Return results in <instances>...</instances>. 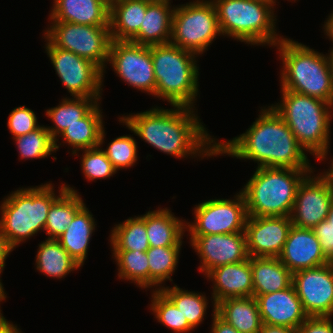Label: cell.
Segmentation results:
<instances>
[{
    "label": "cell",
    "mask_w": 333,
    "mask_h": 333,
    "mask_svg": "<svg viewBox=\"0 0 333 333\" xmlns=\"http://www.w3.org/2000/svg\"><path fill=\"white\" fill-rule=\"evenodd\" d=\"M259 1H263V2H272V0H259Z\"/></svg>",
    "instance_id": "51"
},
{
    "label": "cell",
    "mask_w": 333,
    "mask_h": 333,
    "mask_svg": "<svg viewBox=\"0 0 333 333\" xmlns=\"http://www.w3.org/2000/svg\"><path fill=\"white\" fill-rule=\"evenodd\" d=\"M329 18H327V20H325L326 22H324V32L326 33L325 35H327V37H329V39L332 41L333 43V12L328 16ZM333 49V47H332Z\"/></svg>",
    "instance_id": "47"
},
{
    "label": "cell",
    "mask_w": 333,
    "mask_h": 333,
    "mask_svg": "<svg viewBox=\"0 0 333 333\" xmlns=\"http://www.w3.org/2000/svg\"><path fill=\"white\" fill-rule=\"evenodd\" d=\"M197 56L171 43L151 46L155 96L167 100L171 106L194 108L199 92Z\"/></svg>",
    "instance_id": "7"
},
{
    "label": "cell",
    "mask_w": 333,
    "mask_h": 333,
    "mask_svg": "<svg viewBox=\"0 0 333 333\" xmlns=\"http://www.w3.org/2000/svg\"><path fill=\"white\" fill-rule=\"evenodd\" d=\"M278 258L292 273L331 262L321 250L313 230L294 225Z\"/></svg>",
    "instance_id": "19"
},
{
    "label": "cell",
    "mask_w": 333,
    "mask_h": 333,
    "mask_svg": "<svg viewBox=\"0 0 333 333\" xmlns=\"http://www.w3.org/2000/svg\"><path fill=\"white\" fill-rule=\"evenodd\" d=\"M145 225L150 247L182 246L186 221L180 220L168 208L148 211Z\"/></svg>",
    "instance_id": "25"
},
{
    "label": "cell",
    "mask_w": 333,
    "mask_h": 333,
    "mask_svg": "<svg viewBox=\"0 0 333 333\" xmlns=\"http://www.w3.org/2000/svg\"><path fill=\"white\" fill-rule=\"evenodd\" d=\"M272 107L283 118L299 144L319 161L328 155L332 104L288 90Z\"/></svg>",
    "instance_id": "3"
},
{
    "label": "cell",
    "mask_w": 333,
    "mask_h": 333,
    "mask_svg": "<svg viewBox=\"0 0 333 333\" xmlns=\"http://www.w3.org/2000/svg\"><path fill=\"white\" fill-rule=\"evenodd\" d=\"M312 230L319 239L321 250L325 256L330 261H333V202L330 205L327 218L322 220Z\"/></svg>",
    "instance_id": "41"
},
{
    "label": "cell",
    "mask_w": 333,
    "mask_h": 333,
    "mask_svg": "<svg viewBox=\"0 0 333 333\" xmlns=\"http://www.w3.org/2000/svg\"><path fill=\"white\" fill-rule=\"evenodd\" d=\"M110 244L112 251H142L146 252L149 240L146 232L145 214L129 217L126 221L116 224L111 230Z\"/></svg>",
    "instance_id": "32"
},
{
    "label": "cell",
    "mask_w": 333,
    "mask_h": 333,
    "mask_svg": "<svg viewBox=\"0 0 333 333\" xmlns=\"http://www.w3.org/2000/svg\"><path fill=\"white\" fill-rule=\"evenodd\" d=\"M216 314L239 333H258L263 325L253 296L224 299L216 304Z\"/></svg>",
    "instance_id": "26"
},
{
    "label": "cell",
    "mask_w": 333,
    "mask_h": 333,
    "mask_svg": "<svg viewBox=\"0 0 333 333\" xmlns=\"http://www.w3.org/2000/svg\"><path fill=\"white\" fill-rule=\"evenodd\" d=\"M190 244L200 258L199 271L205 276L216 267L249 258L245 232L190 235Z\"/></svg>",
    "instance_id": "16"
},
{
    "label": "cell",
    "mask_w": 333,
    "mask_h": 333,
    "mask_svg": "<svg viewBox=\"0 0 333 333\" xmlns=\"http://www.w3.org/2000/svg\"><path fill=\"white\" fill-rule=\"evenodd\" d=\"M327 62L331 74V80L333 84V49L330 50V53L327 55Z\"/></svg>",
    "instance_id": "48"
},
{
    "label": "cell",
    "mask_w": 333,
    "mask_h": 333,
    "mask_svg": "<svg viewBox=\"0 0 333 333\" xmlns=\"http://www.w3.org/2000/svg\"><path fill=\"white\" fill-rule=\"evenodd\" d=\"M282 60L281 90L318 98L333 105V84L327 55L282 38L277 44Z\"/></svg>",
    "instance_id": "5"
},
{
    "label": "cell",
    "mask_w": 333,
    "mask_h": 333,
    "mask_svg": "<svg viewBox=\"0 0 333 333\" xmlns=\"http://www.w3.org/2000/svg\"><path fill=\"white\" fill-rule=\"evenodd\" d=\"M219 35L222 33L211 0H196L174 6L171 44L199 55Z\"/></svg>",
    "instance_id": "9"
},
{
    "label": "cell",
    "mask_w": 333,
    "mask_h": 333,
    "mask_svg": "<svg viewBox=\"0 0 333 333\" xmlns=\"http://www.w3.org/2000/svg\"><path fill=\"white\" fill-rule=\"evenodd\" d=\"M13 250L9 247L5 237L2 235L0 230V272L2 273L5 267V260L7 259L10 252Z\"/></svg>",
    "instance_id": "44"
},
{
    "label": "cell",
    "mask_w": 333,
    "mask_h": 333,
    "mask_svg": "<svg viewBox=\"0 0 333 333\" xmlns=\"http://www.w3.org/2000/svg\"><path fill=\"white\" fill-rule=\"evenodd\" d=\"M331 317H308L297 329V333H333Z\"/></svg>",
    "instance_id": "42"
},
{
    "label": "cell",
    "mask_w": 333,
    "mask_h": 333,
    "mask_svg": "<svg viewBox=\"0 0 333 333\" xmlns=\"http://www.w3.org/2000/svg\"><path fill=\"white\" fill-rule=\"evenodd\" d=\"M44 38L54 47L71 51L96 64L105 73L108 64L111 34L109 26L80 25L51 21Z\"/></svg>",
    "instance_id": "10"
},
{
    "label": "cell",
    "mask_w": 333,
    "mask_h": 333,
    "mask_svg": "<svg viewBox=\"0 0 333 333\" xmlns=\"http://www.w3.org/2000/svg\"><path fill=\"white\" fill-rule=\"evenodd\" d=\"M108 62L125 83L155 97L156 79L151 46L112 40Z\"/></svg>",
    "instance_id": "14"
},
{
    "label": "cell",
    "mask_w": 333,
    "mask_h": 333,
    "mask_svg": "<svg viewBox=\"0 0 333 333\" xmlns=\"http://www.w3.org/2000/svg\"><path fill=\"white\" fill-rule=\"evenodd\" d=\"M150 310L158 322L173 330L175 333H188L194 330L183 317L176 305L161 291L153 289Z\"/></svg>",
    "instance_id": "37"
},
{
    "label": "cell",
    "mask_w": 333,
    "mask_h": 333,
    "mask_svg": "<svg viewBox=\"0 0 333 333\" xmlns=\"http://www.w3.org/2000/svg\"><path fill=\"white\" fill-rule=\"evenodd\" d=\"M118 265L119 279L131 280L142 288H149V264L146 252L113 251Z\"/></svg>",
    "instance_id": "35"
},
{
    "label": "cell",
    "mask_w": 333,
    "mask_h": 333,
    "mask_svg": "<svg viewBox=\"0 0 333 333\" xmlns=\"http://www.w3.org/2000/svg\"><path fill=\"white\" fill-rule=\"evenodd\" d=\"M222 35L252 45L274 46L283 38L276 33L274 4L259 0H211ZM279 36V37H278Z\"/></svg>",
    "instance_id": "8"
},
{
    "label": "cell",
    "mask_w": 333,
    "mask_h": 333,
    "mask_svg": "<svg viewBox=\"0 0 333 333\" xmlns=\"http://www.w3.org/2000/svg\"><path fill=\"white\" fill-rule=\"evenodd\" d=\"M160 290L176 305L193 329L201 324L208 307V299L202 293L182 290L176 284L171 288L163 285Z\"/></svg>",
    "instance_id": "34"
},
{
    "label": "cell",
    "mask_w": 333,
    "mask_h": 333,
    "mask_svg": "<svg viewBox=\"0 0 333 333\" xmlns=\"http://www.w3.org/2000/svg\"><path fill=\"white\" fill-rule=\"evenodd\" d=\"M36 269L51 278L61 279L81 266L61 246L57 239H46L39 244Z\"/></svg>",
    "instance_id": "30"
},
{
    "label": "cell",
    "mask_w": 333,
    "mask_h": 333,
    "mask_svg": "<svg viewBox=\"0 0 333 333\" xmlns=\"http://www.w3.org/2000/svg\"><path fill=\"white\" fill-rule=\"evenodd\" d=\"M253 297L270 294L292 285L293 273L276 257H250Z\"/></svg>",
    "instance_id": "24"
},
{
    "label": "cell",
    "mask_w": 333,
    "mask_h": 333,
    "mask_svg": "<svg viewBox=\"0 0 333 333\" xmlns=\"http://www.w3.org/2000/svg\"><path fill=\"white\" fill-rule=\"evenodd\" d=\"M53 190L52 183H46L19 188L4 198L0 206V230L12 250L44 231L51 204L66 190V184H62L57 196Z\"/></svg>",
    "instance_id": "4"
},
{
    "label": "cell",
    "mask_w": 333,
    "mask_h": 333,
    "mask_svg": "<svg viewBox=\"0 0 333 333\" xmlns=\"http://www.w3.org/2000/svg\"><path fill=\"white\" fill-rule=\"evenodd\" d=\"M263 324L297 330L308 318L293 284L270 294L255 297Z\"/></svg>",
    "instance_id": "18"
},
{
    "label": "cell",
    "mask_w": 333,
    "mask_h": 333,
    "mask_svg": "<svg viewBox=\"0 0 333 333\" xmlns=\"http://www.w3.org/2000/svg\"><path fill=\"white\" fill-rule=\"evenodd\" d=\"M194 112L193 108L186 106H173V109L156 106L123 116L119 122L149 145L178 159L188 155L200 158L217 156L216 139L211 138Z\"/></svg>",
    "instance_id": "1"
},
{
    "label": "cell",
    "mask_w": 333,
    "mask_h": 333,
    "mask_svg": "<svg viewBox=\"0 0 333 333\" xmlns=\"http://www.w3.org/2000/svg\"><path fill=\"white\" fill-rule=\"evenodd\" d=\"M3 314H0V333H21L20 329L17 328V325L10 323L5 319Z\"/></svg>",
    "instance_id": "46"
},
{
    "label": "cell",
    "mask_w": 333,
    "mask_h": 333,
    "mask_svg": "<svg viewBox=\"0 0 333 333\" xmlns=\"http://www.w3.org/2000/svg\"><path fill=\"white\" fill-rule=\"evenodd\" d=\"M213 323L210 333H239L233 326L226 323L216 314V309H213Z\"/></svg>",
    "instance_id": "43"
},
{
    "label": "cell",
    "mask_w": 333,
    "mask_h": 333,
    "mask_svg": "<svg viewBox=\"0 0 333 333\" xmlns=\"http://www.w3.org/2000/svg\"><path fill=\"white\" fill-rule=\"evenodd\" d=\"M181 247H150L147 251L149 264V288L160 290L164 281L170 280L177 269ZM159 286V288H158ZM161 286V287H160Z\"/></svg>",
    "instance_id": "33"
},
{
    "label": "cell",
    "mask_w": 333,
    "mask_h": 333,
    "mask_svg": "<svg viewBox=\"0 0 333 333\" xmlns=\"http://www.w3.org/2000/svg\"><path fill=\"white\" fill-rule=\"evenodd\" d=\"M292 284L308 317H332L333 261L293 273Z\"/></svg>",
    "instance_id": "15"
},
{
    "label": "cell",
    "mask_w": 333,
    "mask_h": 333,
    "mask_svg": "<svg viewBox=\"0 0 333 333\" xmlns=\"http://www.w3.org/2000/svg\"><path fill=\"white\" fill-rule=\"evenodd\" d=\"M330 169L332 170V172H333V159H332V161H331V166H330Z\"/></svg>",
    "instance_id": "50"
},
{
    "label": "cell",
    "mask_w": 333,
    "mask_h": 333,
    "mask_svg": "<svg viewBox=\"0 0 333 333\" xmlns=\"http://www.w3.org/2000/svg\"><path fill=\"white\" fill-rule=\"evenodd\" d=\"M261 109L245 133L227 142L216 143V154L258 162L257 167L313 168L306 150L272 106Z\"/></svg>",
    "instance_id": "2"
},
{
    "label": "cell",
    "mask_w": 333,
    "mask_h": 333,
    "mask_svg": "<svg viewBox=\"0 0 333 333\" xmlns=\"http://www.w3.org/2000/svg\"><path fill=\"white\" fill-rule=\"evenodd\" d=\"M98 101L95 98L73 97L64 98L62 102L54 107L46 110V116L52 120L53 126L45 128L49 131L55 140V149H59V135L68 127L77 123L82 119Z\"/></svg>",
    "instance_id": "29"
},
{
    "label": "cell",
    "mask_w": 333,
    "mask_h": 333,
    "mask_svg": "<svg viewBox=\"0 0 333 333\" xmlns=\"http://www.w3.org/2000/svg\"><path fill=\"white\" fill-rule=\"evenodd\" d=\"M206 278L213 281L212 304L227 298L253 296V278L250 257L242 262L226 264L211 270Z\"/></svg>",
    "instance_id": "20"
},
{
    "label": "cell",
    "mask_w": 333,
    "mask_h": 333,
    "mask_svg": "<svg viewBox=\"0 0 333 333\" xmlns=\"http://www.w3.org/2000/svg\"><path fill=\"white\" fill-rule=\"evenodd\" d=\"M8 129L13 138L25 135L40 127L36 114L25 105L16 107L8 117Z\"/></svg>",
    "instance_id": "40"
},
{
    "label": "cell",
    "mask_w": 333,
    "mask_h": 333,
    "mask_svg": "<svg viewBox=\"0 0 333 333\" xmlns=\"http://www.w3.org/2000/svg\"><path fill=\"white\" fill-rule=\"evenodd\" d=\"M258 333H297V330L284 326H270L263 324Z\"/></svg>",
    "instance_id": "45"
},
{
    "label": "cell",
    "mask_w": 333,
    "mask_h": 333,
    "mask_svg": "<svg viewBox=\"0 0 333 333\" xmlns=\"http://www.w3.org/2000/svg\"><path fill=\"white\" fill-rule=\"evenodd\" d=\"M46 53L56 74L70 96L101 99L103 71L91 61L75 53L54 47L46 40Z\"/></svg>",
    "instance_id": "11"
},
{
    "label": "cell",
    "mask_w": 333,
    "mask_h": 333,
    "mask_svg": "<svg viewBox=\"0 0 333 333\" xmlns=\"http://www.w3.org/2000/svg\"><path fill=\"white\" fill-rule=\"evenodd\" d=\"M153 0H110L111 39L130 41L140 29L147 6Z\"/></svg>",
    "instance_id": "23"
},
{
    "label": "cell",
    "mask_w": 333,
    "mask_h": 333,
    "mask_svg": "<svg viewBox=\"0 0 333 333\" xmlns=\"http://www.w3.org/2000/svg\"><path fill=\"white\" fill-rule=\"evenodd\" d=\"M313 168L257 167L252 178L240 190L247 215L290 217L300 182Z\"/></svg>",
    "instance_id": "6"
},
{
    "label": "cell",
    "mask_w": 333,
    "mask_h": 333,
    "mask_svg": "<svg viewBox=\"0 0 333 333\" xmlns=\"http://www.w3.org/2000/svg\"><path fill=\"white\" fill-rule=\"evenodd\" d=\"M136 143V140L131 135H123L112 140L109 146L103 151L118 171L134 166L137 162L138 146Z\"/></svg>",
    "instance_id": "39"
},
{
    "label": "cell",
    "mask_w": 333,
    "mask_h": 333,
    "mask_svg": "<svg viewBox=\"0 0 333 333\" xmlns=\"http://www.w3.org/2000/svg\"><path fill=\"white\" fill-rule=\"evenodd\" d=\"M171 0H153L146 9L139 32L130 42L143 46L170 43L172 35V16L174 11Z\"/></svg>",
    "instance_id": "22"
},
{
    "label": "cell",
    "mask_w": 333,
    "mask_h": 333,
    "mask_svg": "<svg viewBox=\"0 0 333 333\" xmlns=\"http://www.w3.org/2000/svg\"><path fill=\"white\" fill-rule=\"evenodd\" d=\"M235 199H210L194 207V222H186L190 235L245 232L247 208L241 191Z\"/></svg>",
    "instance_id": "12"
},
{
    "label": "cell",
    "mask_w": 333,
    "mask_h": 333,
    "mask_svg": "<svg viewBox=\"0 0 333 333\" xmlns=\"http://www.w3.org/2000/svg\"><path fill=\"white\" fill-rule=\"evenodd\" d=\"M309 172L300 182L290 215L294 226L313 229L327 218L333 202V172L328 168L323 174L311 176Z\"/></svg>",
    "instance_id": "13"
},
{
    "label": "cell",
    "mask_w": 333,
    "mask_h": 333,
    "mask_svg": "<svg viewBox=\"0 0 333 333\" xmlns=\"http://www.w3.org/2000/svg\"><path fill=\"white\" fill-rule=\"evenodd\" d=\"M0 275H1V272H0ZM6 293H5V291H4V287H3V284L1 283V279H0V302L3 300H6L5 298H6V295H5ZM1 309V308H0ZM1 311L2 310H0V314H1Z\"/></svg>",
    "instance_id": "49"
},
{
    "label": "cell",
    "mask_w": 333,
    "mask_h": 333,
    "mask_svg": "<svg viewBox=\"0 0 333 333\" xmlns=\"http://www.w3.org/2000/svg\"><path fill=\"white\" fill-rule=\"evenodd\" d=\"M292 225L288 216H248L245 235L249 257L278 258Z\"/></svg>",
    "instance_id": "17"
},
{
    "label": "cell",
    "mask_w": 333,
    "mask_h": 333,
    "mask_svg": "<svg viewBox=\"0 0 333 333\" xmlns=\"http://www.w3.org/2000/svg\"><path fill=\"white\" fill-rule=\"evenodd\" d=\"M103 115L99 107V102L77 123L68 126L59 137L64 143L67 142L75 155L79 150L91 149L101 146L104 142L105 130Z\"/></svg>",
    "instance_id": "27"
},
{
    "label": "cell",
    "mask_w": 333,
    "mask_h": 333,
    "mask_svg": "<svg viewBox=\"0 0 333 333\" xmlns=\"http://www.w3.org/2000/svg\"><path fill=\"white\" fill-rule=\"evenodd\" d=\"M13 139L16 141L21 159L45 158L56 152L55 140L44 125Z\"/></svg>",
    "instance_id": "36"
},
{
    "label": "cell",
    "mask_w": 333,
    "mask_h": 333,
    "mask_svg": "<svg viewBox=\"0 0 333 333\" xmlns=\"http://www.w3.org/2000/svg\"><path fill=\"white\" fill-rule=\"evenodd\" d=\"M99 147L100 146L91 149H84L82 152V172L88 181L106 179L113 176L117 172L103 149Z\"/></svg>",
    "instance_id": "38"
},
{
    "label": "cell",
    "mask_w": 333,
    "mask_h": 333,
    "mask_svg": "<svg viewBox=\"0 0 333 333\" xmlns=\"http://www.w3.org/2000/svg\"><path fill=\"white\" fill-rule=\"evenodd\" d=\"M51 21L109 26L110 0H53Z\"/></svg>",
    "instance_id": "21"
},
{
    "label": "cell",
    "mask_w": 333,
    "mask_h": 333,
    "mask_svg": "<svg viewBox=\"0 0 333 333\" xmlns=\"http://www.w3.org/2000/svg\"><path fill=\"white\" fill-rule=\"evenodd\" d=\"M77 191L66 185V190L51 204L45 225L48 239H57L84 205Z\"/></svg>",
    "instance_id": "31"
},
{
    "label": "cell",
    "mask_w": 333,
    "mask_h": 333,
    "mask_svg": "<svg viewBox=\"0 0 333 333\" xmlns=\"http://www.w3.org/2000/svg\"><path fill=\"white\" fill-rule=\"evenodd\" d=\"M95 219L84 204L57 240L69 255L80 265L87 257L89 241L95 231Z\"/></svg>",
    "instance_id": "28"
},
{
    "label": "cell",
    "mask_w": 333,
    "mask_h": 333,
    "mask_svg": "<svg viewBox=\"0 0 333 333\" xmlns=\"http://www.w3.org/2000/svg\"><path fill=\"white\" fill-rule=\"evenodd\" d=\"M291 1V0H290ZM293 1V0H292ZM276 0H272V3L275 5L276 3ZM294 2H295V0H294Z\"/></svg>",
    "instance_id": "52"
}]
</instances>
